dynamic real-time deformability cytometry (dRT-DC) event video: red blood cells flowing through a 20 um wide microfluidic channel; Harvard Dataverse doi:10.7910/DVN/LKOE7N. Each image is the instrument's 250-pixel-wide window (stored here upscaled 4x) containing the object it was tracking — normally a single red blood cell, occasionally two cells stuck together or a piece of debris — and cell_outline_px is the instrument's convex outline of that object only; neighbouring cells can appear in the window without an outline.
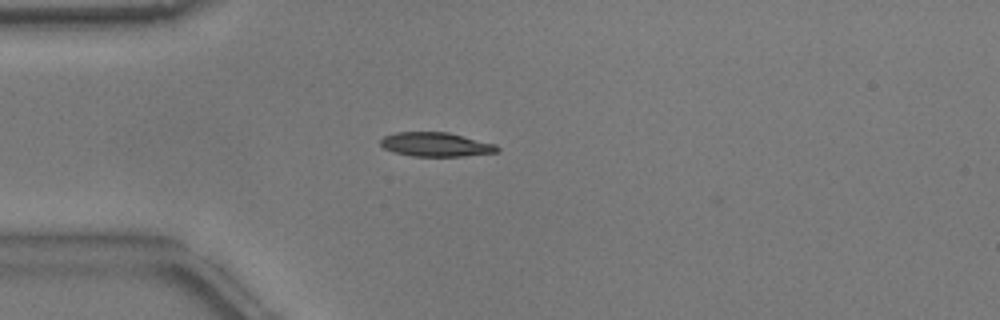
{"species": "common noctule bat (a hibernating species)", "species_latin": "Nyctalus noctula", "temperature_condition": "warm", "stored_images_in_passage": 45, "camera_frame_rate_fps": 3000, "um_per_image_px": 0.085, "animal": {"sex": "male", "body_mass_g": 17.9}, "frame": {"image": 1, "passage_image": 6, "time_ms": 1.667, "image_size_px": [1000, 320], "cell_outline_px": [[500, 152], [464, 156], [412, 156], [396, 152], [384, 148], [380, 144], [380, 140], [384, 136], [396, 132], [448, 132], [496, 144], [500, 148]], "centroid_in_image_um": [37.09, 12.28], "position_along_channel_um": 47.9, "area_um2": 16.42}}
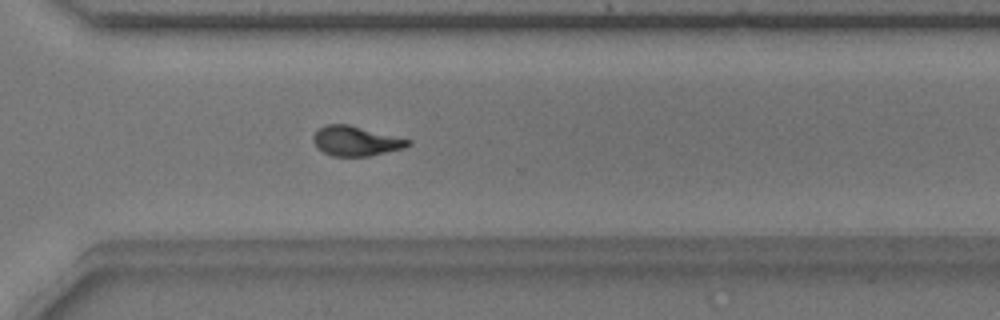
{"frame": {"image": 2, "passage_image": 30, "time_ms": 9.667, "image_size_px": [1000, 320], "cell_outline_px": [[412, 144], [404, 148], [368, 156], [332, 156], [316, 148], [312, 140], [312, 136], [324, 124], [348, 124], [412, 140]], "centroid_in_image_um": [30.23, 11.98], "position_along_channel_um": 340.4, "area_um2": 16.47}}
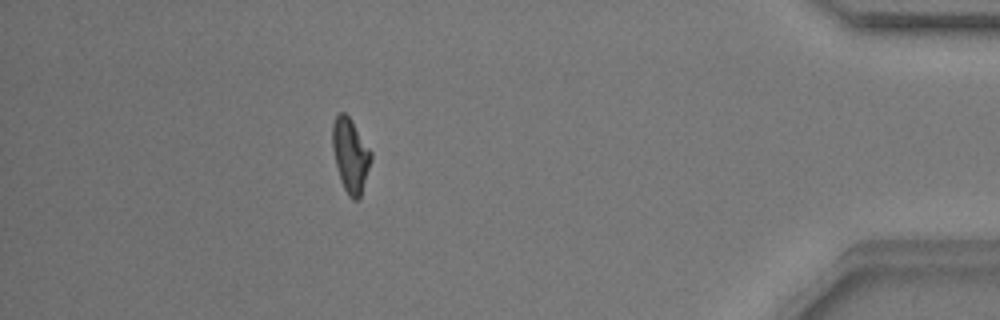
{"frame": {"image": 3, "passage_image": 39, "time_ms": 12.667, "image_size_px": [1000, 320], "cell_outline_px": [[372, 160], [360, 196], [356, 200], [352, 200], [348, 196], [340, 180], [336, 168], [332, 148], [332, 124], [336, 116], [340, 112], [344, 112], [348, 116], [372, 152]], "centroid_in_image_um": [29.77, 13.21], "position_along_channel_um": 405.4, "area_um2": 16.59}, "authors_computed_cell_mechanics": {"area_um2": 16.3574, "velocity_mm_per_s": 3.815, "shape_relaxation_time_tau1_ms": 5.5222, "shape_relaxation_time_tau2_ms": 1.9127, "deformation_change_tau1": 0.1921, "deformation_change_tau2": 0.0835}}